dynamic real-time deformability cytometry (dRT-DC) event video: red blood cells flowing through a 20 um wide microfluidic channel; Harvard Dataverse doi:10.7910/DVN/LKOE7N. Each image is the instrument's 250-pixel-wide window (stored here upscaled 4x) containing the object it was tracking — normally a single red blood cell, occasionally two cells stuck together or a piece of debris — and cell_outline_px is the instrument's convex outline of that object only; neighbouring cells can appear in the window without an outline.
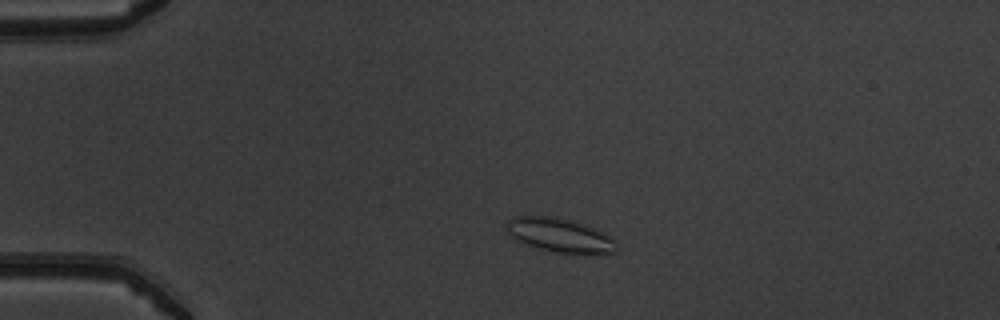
{"species": "common noctule bat (a hibernating species)", "species_latin": "Nyctalus noctula", "temperature_condition": "warm", "stored_images_in_passage": 40, "camera_frame_rate_fps": 3000, "um_per_image_px": 0.085, "animal": {"sex": "male", "body_mass_g": 19.5, "forearm_length_mm": 54.6}, "frame": {"image": 1, "passage_image": 1, "time_ms": 0.0, "image_size_px": [1000, 320], "cell_outline_px": [[616, 252], [556, 252], [524, 244], [508, 236], [504, 224], [512, 216], [552, 216], [568, 220], [592, 228], [616, 240]], "centroid_in_image_um": [47.44, 19.96], "position_along_channel_um": 37.6, "area_um2": 21.21}}
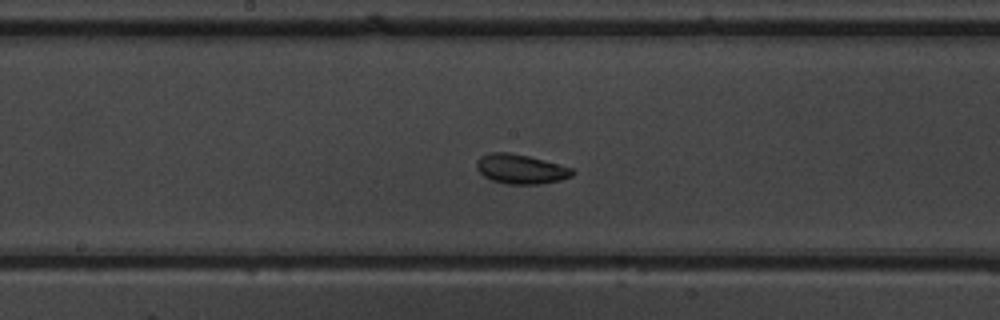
{"frame": {"image": 2, "passage_image": 17, "time_ms": 5.333, "image_size_px": [1000, 320], "cell_outline_px": [[576, 172], [572, 176], [560, 180], [540, 184], [508, 184], [492, 180], [484, 176], [476, 168], [476, 160], [480, 156], [492, 152], [508, 152], [528, 156], [544, 160], [572, 168]], "centroid_in_image_um": [44.26, 14.37], "position_along_channel_um": 203.9, "area_um2": 16.47}}
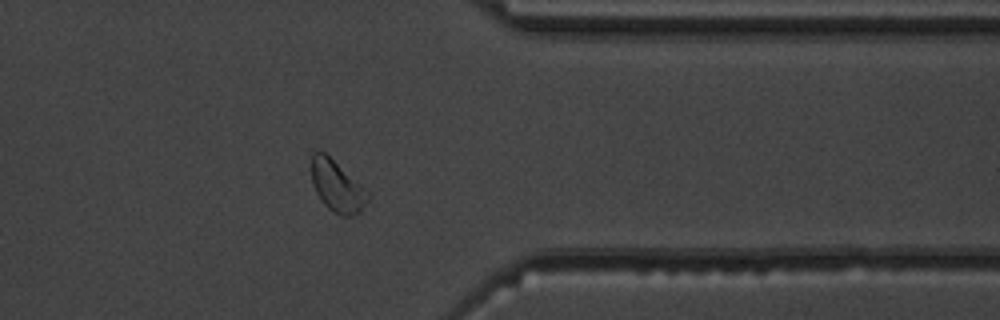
{"frame": {"image": 3, "passage_image": 31, "time_ms": 10.0, "image_size_px": [1000, 320], "cell_outline_px": [[372, 196], [360, 212], [352, 216], [340, 216], [332, 212], [324, 204], [316, 192], [312, 180], [312, 152], [320, 148], [364, 188]], "centroid_in_image_um": [28.65, 15.84], "position_along_channel_um": 382.7, "area_um2": 16.82}, "authors_computed_cell_mechanics": {"area_um2": 16.5597, "velocity_mm_per_s": 3.9776, "shape_relaxation_time_tau1_ms": 1.4214, "shape_relaxation_time_tau2_ms": 2.898, "deformation_change_tau1": 0.0508, "deformation_change_tau2": 0.0821}}